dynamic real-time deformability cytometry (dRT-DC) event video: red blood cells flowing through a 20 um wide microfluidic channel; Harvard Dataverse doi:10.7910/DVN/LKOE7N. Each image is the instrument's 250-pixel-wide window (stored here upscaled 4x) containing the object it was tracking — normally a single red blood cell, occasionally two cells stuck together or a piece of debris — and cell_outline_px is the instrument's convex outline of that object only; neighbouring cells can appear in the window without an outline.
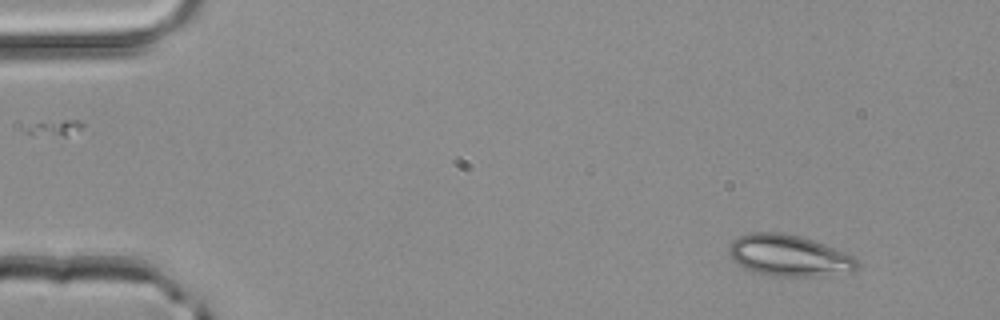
{"species": "common noctule bat (a hibernating species)", "species_latin": "Nyctalus noctula", "temperature_condition": "room temperature", "stored_images_in_passage": 2, "camera_frame_rate_fps": 3000, "um_per_image_px": 0.085, "animal": {"sex": "male", "body_mass_g": 20.4}, "frame": {"image": 1, "passage_image": 2, "time_ms": 0.333, "image_size_px": [1000, 320], "cell_outline_px": [[856, 268], [852, 272], [808, 276], [780, 276], [756, 272], [744, 268], [732, 260], [728, 252], [728, 248], [732, 240], [748, 232], [780, 232], [800, 236], [824, 244], [844, 252], [852, 256], [856, 260]], "centroid_in_image_um": [67.0, 21.7], "position_along_channel_um": 18.0, "area_um2": 30.58}}